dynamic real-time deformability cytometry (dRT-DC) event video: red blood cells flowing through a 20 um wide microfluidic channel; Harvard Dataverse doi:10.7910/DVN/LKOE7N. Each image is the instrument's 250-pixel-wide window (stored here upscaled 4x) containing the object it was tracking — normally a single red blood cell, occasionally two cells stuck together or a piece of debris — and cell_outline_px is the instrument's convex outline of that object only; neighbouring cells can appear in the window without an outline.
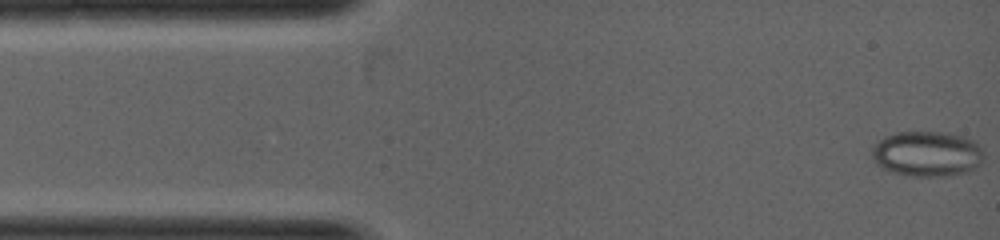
{"species": "common noctule bat (a hibernating species)", "species_latin": "Nyctalus noctula", "temperature_condition": "warm", "stored_images_in_passage": 3, "camera_frame_rate_fps": 5000, "um_per_image_px": 0.085, "animal": {"sex": "female", "body_mass_g": 19.0, "forearm_length_mm": 53.3}, "frame": {"image": 1, "passage_image": 1, "time_ms": 0.0, "image_size_px": [1000, 240], "cell_outline_px": [[984, 160], [976, 168], [968, 172], [948, 176], [904, 176], [892, 172], [876, 164], [872, 160], [872, 148], [880, 140], [896, 132], [944, 132], [960, 136], [972, 140], [980, 148]], "centroid_in_image_um": [78.79, 13.1], "position_along_channel_um": 6.2, "area_um2": 29.54}}
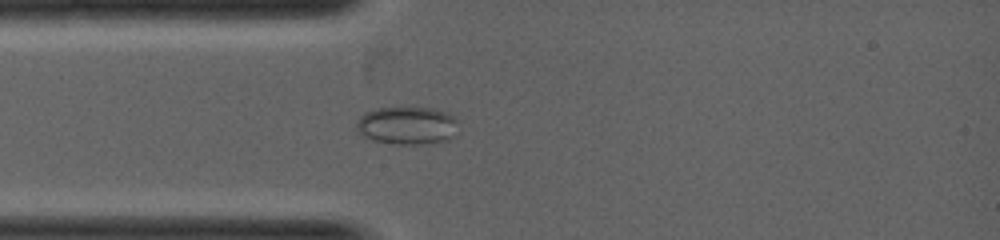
{"frame": {"image": 2, "passage_image": 3, "time_ms": 1.6, "image_size_px": [1000, 240], "cell_outline_px": [[460, 120], [456, 136], [448, 140], [428, 144], [396, 144], [376, 140], [364, 136], [356, 128], [356, 124], [360, 116], [364, 112], [376, 108], [432, 108], [444, 112]], "centroid_in_image_um": [34.67, 10.67], "position_along_channel_um": 50.3, "area_um2": 22.66}}